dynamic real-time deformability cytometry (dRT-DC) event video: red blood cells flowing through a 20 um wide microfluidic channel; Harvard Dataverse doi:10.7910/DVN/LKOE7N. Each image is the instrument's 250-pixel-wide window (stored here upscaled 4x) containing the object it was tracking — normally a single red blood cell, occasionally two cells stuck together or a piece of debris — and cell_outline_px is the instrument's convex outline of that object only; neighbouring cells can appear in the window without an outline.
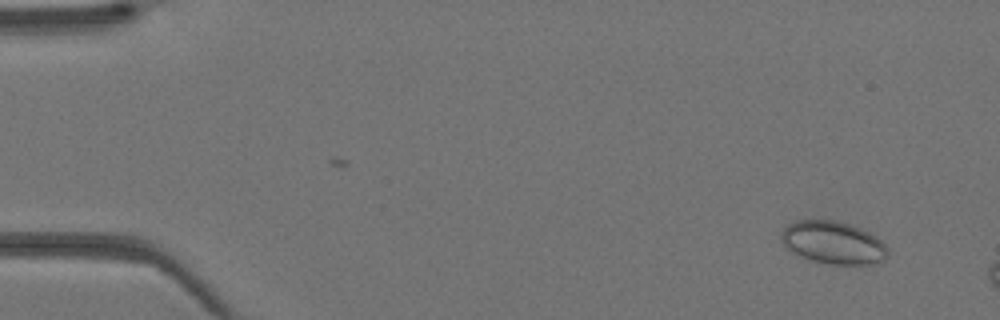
{"species": "Egyptian fruit bat (a non-hibernating species)", "species_latin": "Rousettus aegyptiacus", "temperature_condition": "warm", "stored_images_in_passage": 8, "camera_frame_rate_fps": 3000, "um_per_image_px": 0.085, "animal": {"sex": "female"}, "frame": {"image": 1, "passage_image": 3, "time_ms": 0.667, "image_size_px": [1000, 320], "cell_outline_px": [[888, 252], [880, 260], [872, 264], [832, 264], [812, 260], [800, 256], [792, 252], [784, 244], [780, 236], [784, 228], [788, 224], [796, 220], [836, 220], [860, 228], [876, 236], [888, 248]], "centroid_in_image_um": [70.79, 20.61], "position_along_channel_um": 14.2, "area_um2": 26.13}}